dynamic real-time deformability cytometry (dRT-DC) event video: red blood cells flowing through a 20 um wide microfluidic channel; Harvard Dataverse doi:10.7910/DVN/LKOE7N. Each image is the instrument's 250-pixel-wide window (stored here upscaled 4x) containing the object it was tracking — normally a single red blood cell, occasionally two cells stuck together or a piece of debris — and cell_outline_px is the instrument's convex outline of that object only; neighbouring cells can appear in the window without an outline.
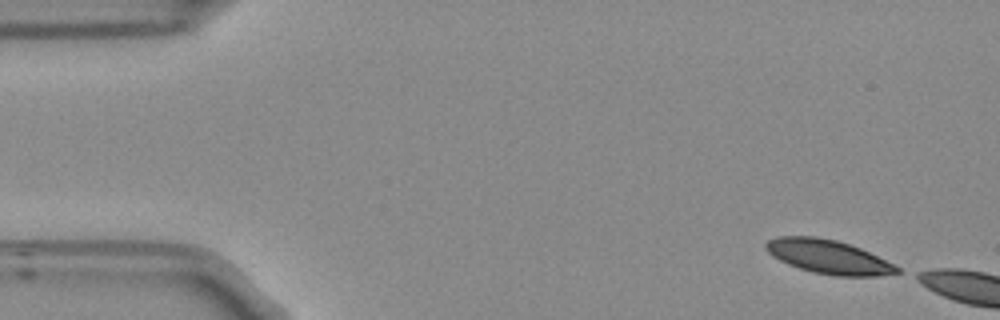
{"species": "Egyptian fruit bat (a non-hibernating species)", "species_latin": "Rousettus aegyptiacus", "temperature_condition": "room temperature", "stored_images_in_passage": 5, "camera_frame_rate_fps": 3000, "um_per_image_px": 0.085, "frame": {"image": 1, "passage_image": 1, "time_ms": 0.0, "image_size_px": [1000, 320], "cell_outline_px": [[900, 272], [880, 276], [836, 276], [812, 272], [788, 264], [772, 256], [764, 248], [764, 244], [768, 240], [776, 236], [816, 236], [836, 240], [860, 248], [900, 268]], "centroid_in_image_um": [70.36, 21.82], "position_along_channel_um": 14.6, "area_um2": 25.72}}